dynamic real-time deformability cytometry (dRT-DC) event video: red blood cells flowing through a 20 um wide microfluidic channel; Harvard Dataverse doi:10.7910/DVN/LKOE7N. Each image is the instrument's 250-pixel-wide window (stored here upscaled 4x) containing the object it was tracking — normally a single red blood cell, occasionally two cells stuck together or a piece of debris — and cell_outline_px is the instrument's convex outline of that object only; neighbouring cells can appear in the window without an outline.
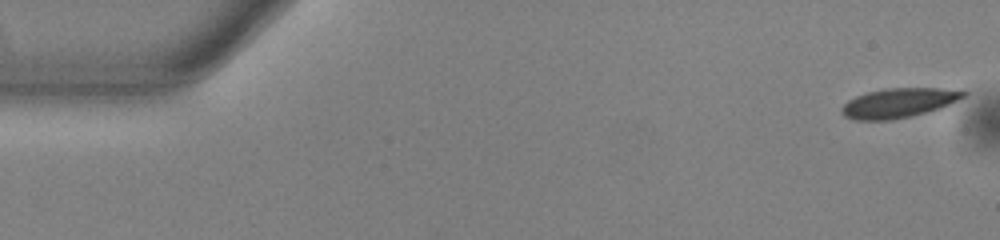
{"species": "common noctule bat (a hibernating species)", "species_latin": "Nyctalus noctula", "temperature_condition": "warm", "stored_images_in_passage": 53, "camera_frame_rate_fps": 3000, "um_per_image_px": 0.085, "animal": {"sex": "male", "body_mass_g": 13.0, "forearm_length_mm": 53.1}, "frame": {"image": 1, "passage_image": 1, "time_ms": 0.0, "image_size_px": [1000, 240], "cell_outline_px": [[968, 92], [964, 96], [940, 108], [912, 116], [892, 120], [856, 120], [844, 116], [840, 112], [840, 108], [848, 100], [856, 96], [868, 92], [884, 88], [940, 88]], "centroid_in_image_um": [76.32, 8.75], "position_along_channel_um": 8.7, "area_um2": 20.81}}
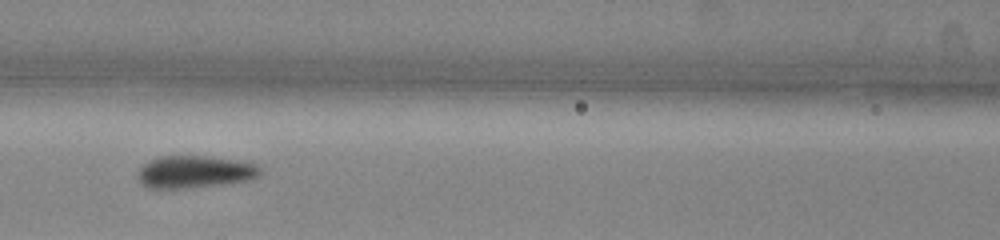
{"frame": {"image": 2, "passage_image": 23, "time_ms": 7.333, "image_size_px": [1000, 240], "cell_outline_px": [[264, 172], [260, 176], [252, 180], [224, 184], [188, 188], [148, 188], [140, 184], [136, 176], [140, 168], [144, 164], [152, 160], [164, 156], [208, 156], [240, 160], [256, 164]], "centroid_in_image_um": [16.6, 14.62], "position_along_channel_um": 150.0, "area_um2": 23.41}}
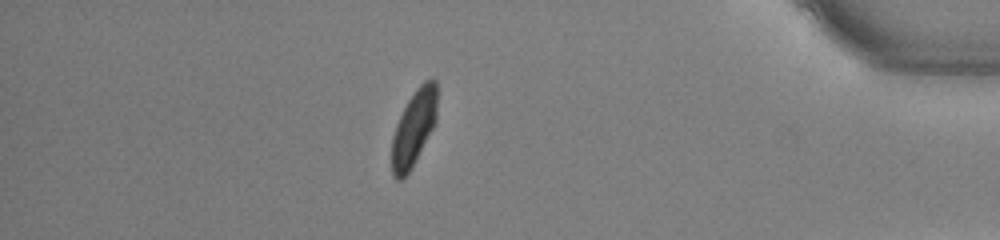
{"frame": {"image": 3, "passage_image": 46, "time_ms": 15.0, "image_size_px": [1000, 240], "cell_outline_px": [[436, 124], [408, 172], [400, 180], [396, 180], [392, 176], [392, 136], [396, 124], [408, 100], [416, 88], [424, 80], [436, 80]], "centroid_in_image_um": [35.16, 10.87], "position_along_channel_um": 400.0, "area_um2": 19.77}, "authors_computed_cell_mechanics": {"area_um2": 21.8484, "velocity_mm_per_s": 3.8198, "shape_relaxation_time_tau1_ms": 3.129, "shape_relaxation_time_tau2_ms": null, "deformation_change_tau1": 0.1184, "deformation_change_tau2": null}}